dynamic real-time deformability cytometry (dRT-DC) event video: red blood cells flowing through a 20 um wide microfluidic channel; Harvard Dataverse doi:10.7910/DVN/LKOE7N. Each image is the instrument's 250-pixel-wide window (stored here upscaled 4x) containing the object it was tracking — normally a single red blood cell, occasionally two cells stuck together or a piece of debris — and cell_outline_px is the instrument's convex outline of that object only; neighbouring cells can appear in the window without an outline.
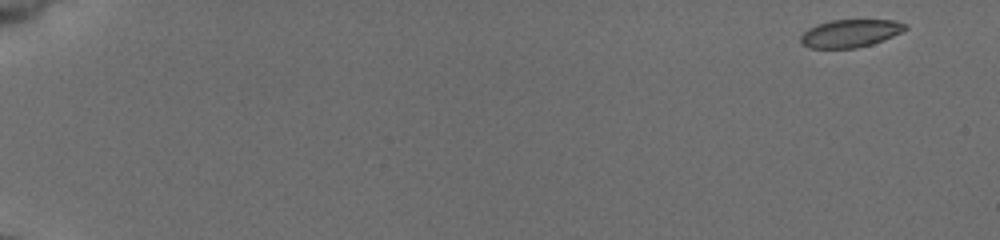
{"species": "common noctule bat (a hibernating species)", "species_latin": "Nyctalus noctula", "temperature_condition": "cold", "stored_images_in_passage": 53, "camera_frame_rate_fps": 3000, "um_per_image_px": 0.085, "animal": {"sex": "female", "body_mass_g": 19.5, "forearm_length_mm": 54.1}, "frame": {"image": 1, "passage_image": 1, "time_ms": 0.0, "image_size_px": [1000, 240], "cell_outline_px": [[908, 28], [892, 36], [872, 44], [856, 48], [808, 48], [800, 44], [800, 36], [808, 28], [816, 24], [832, 20], [892, 20], [908, 24]], "centroid_in_image_um": [72.23, 2.83], "position_along_channel_um": 12.8, "area_um2": 16.99}}
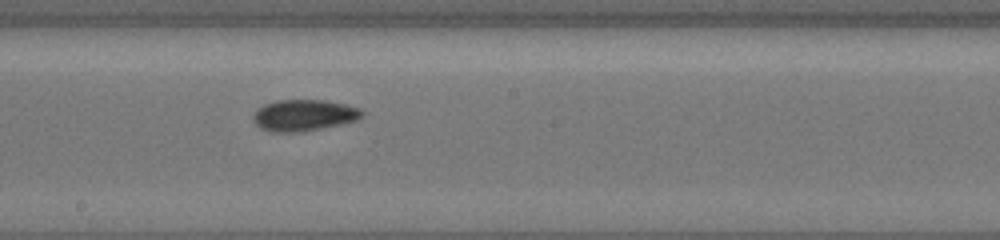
{"frame": {"image": 2, "passage_image": 31, "time_ms": 10.0, "image_size_px": [1000, 240], "cell_outline_px": [[364, 116], [356, 120], [340, 124], [320, 128], [296, 132], [272, 132], [260, 128], [252, 120], [252, 116], [256, 108], [264, 104], [276, 100], [324, 100], [344, 104], [360, 108], [364, 112]], "centroid_in_image_um": [25.79, 9.79], "position_along_channel_um": 222.4, "area_um2": 19.94}}
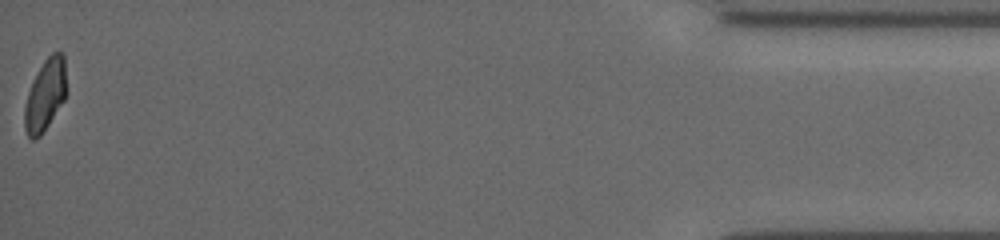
{"frame": {"image": 3, "passage_image": 53, "time_ms": 17.333, "image_size_px": [1000, 240], "cell_outline_px": [[68, 92], [64, 100], [40, 136], [36, 140], [32, 140], [28, 136], [24, 128], [24, 108], [28, 92], [32, 80], [44, 60], [52, 52], [60, 52], [64, 56]], "centroid_in_image_um": [3.86, 8.06], "position_along_channel_um": 431.3, "area_um2": 17.69}, "authors_computed_cell_mechanics": {"area_um2": 18.4382, "velocity_mm_per_s": 3.9117, "shape_relaxation_time_tau1_ms": 3.1977, "shape_relaxation_time_tau2_ms": 3.7243, "deformation_change_tau1": 0.0908, "deformation_change_tau2": 0.0765}}